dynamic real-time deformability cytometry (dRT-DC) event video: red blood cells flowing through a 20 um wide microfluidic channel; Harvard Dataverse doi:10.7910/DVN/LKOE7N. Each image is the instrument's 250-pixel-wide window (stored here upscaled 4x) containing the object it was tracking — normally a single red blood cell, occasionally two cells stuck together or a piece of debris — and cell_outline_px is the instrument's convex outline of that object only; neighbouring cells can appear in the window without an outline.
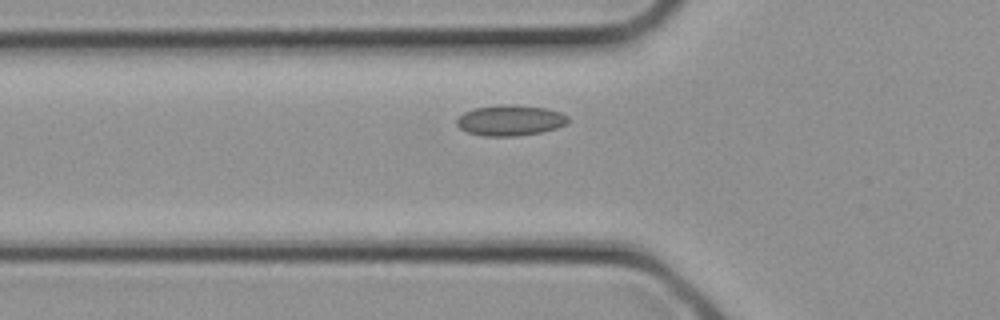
{"species": "common noctule bat (a hibernating species)", "species_latin": "Nyctalus noctula", "temperature_condition": "cold", "stored_images_in_passage": 17, "camera_frame_rate_fps": 3000, "um_per_image_px": 0.085, "animal": {"sex": "female", "body_mass_g": 21.9}, "frame": {"image": 1, "passage_image": 6, "time_ms": 1.667, "image_size_px": [1000, 320], "cell_outline_px": [[568, 120], [564, 124], [556, 128], [540, 132], [516, 136], [484, 136], [468, 132], [460, 128], [456, 124], [456, 120], [464, 112], [472, 108], [500, 104], [512, 104], [548, 108], [560, 112], [568, 116]], "centroid_in_image_um": [43.34, 10.21], "position_along_channel_um": 82.5, "area_um2": 19.94}}
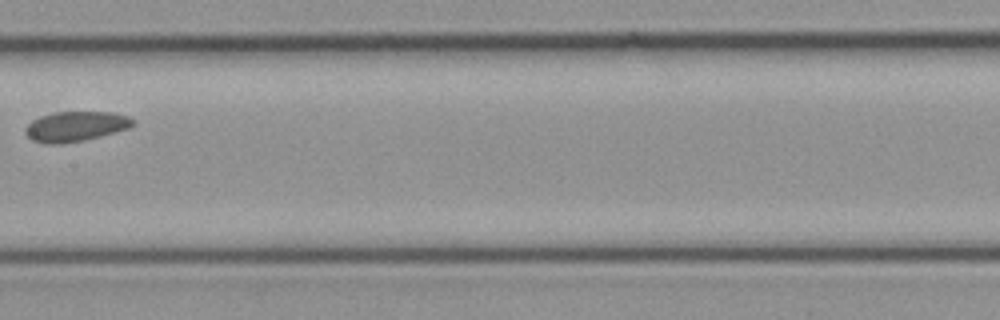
{"frame": {"image": 2, "passage_image": 11, "time_ms": 3.333, "image_size_px": [1000, 320], "cell_outline_px": [[136, 124], [128, 128], [100, 136], [84, 140], [60, 144], [44, 144], [32, 140], [24, 132], [24, 128], [32, 120], [40, 116], [56, 112], [112, 112], [128, 116], [136, 120]], "centroid_in_image_um": [6.42, 10.74], "position_along_channel_um": 201.0, "area_um2": 18.9}}
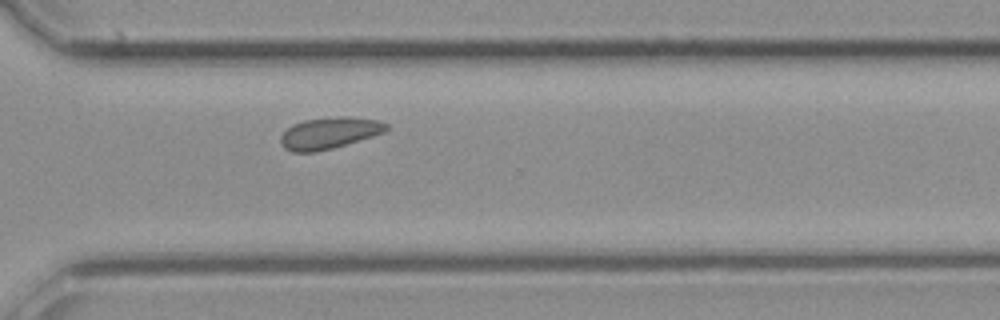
{"frame": {"image": 3, "passage_image": 17, "time_ms": 5.333, "image_size_px": [1000, 320], "cell_outline_px": [[388, 128], [384, 132], [372, 136], [332, 148], [316, 152], [292, 152], [284, 148], [280, 144], [280, 136], [292, 124], [304, 120], [340, 116], [348, 116], [380, 120], [388, 124]], "centroid_in_image_um": [27.97, 11.3], "position_along_channel_um": 342.6, "area_um2": 19.42}}